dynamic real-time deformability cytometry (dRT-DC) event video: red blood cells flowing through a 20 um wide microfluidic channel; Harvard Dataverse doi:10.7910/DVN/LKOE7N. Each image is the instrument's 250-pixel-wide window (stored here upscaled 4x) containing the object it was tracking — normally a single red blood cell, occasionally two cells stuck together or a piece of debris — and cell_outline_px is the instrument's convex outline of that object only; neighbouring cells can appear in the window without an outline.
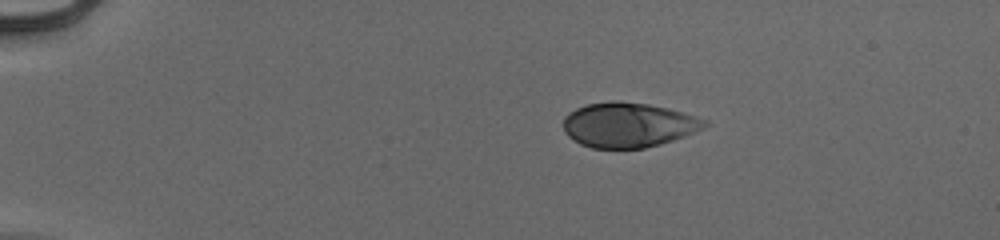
{"species": "human", "species_latin": "Homo sapiens", "temperature_condition": "cold", "stored_images_in_passage": 44, "camera_frame_rate_fps": 3000, "um_per_image_px": 0.085, "donor": {"sex": "male"}, "frame": {"image": 1, "passage_image": 1, "time_ms": 0.0, "image_size_px": [1000, 240], "cell_outline_px": [[708, 124], [684, 136], [660, 144], [644, 148], [592, 148], [580, 144], [568, 136], [564, 132], [564, 116], [568, 112], [576, 108], [588, 104], [612, 100], [620, 100], [648, 104], [668, 108], [684, 112], [708, 120]], "centroid_in_image_um": [53.38, 10.6], "position_along_channel_um": 31.6, "area_um2": 36.88}}
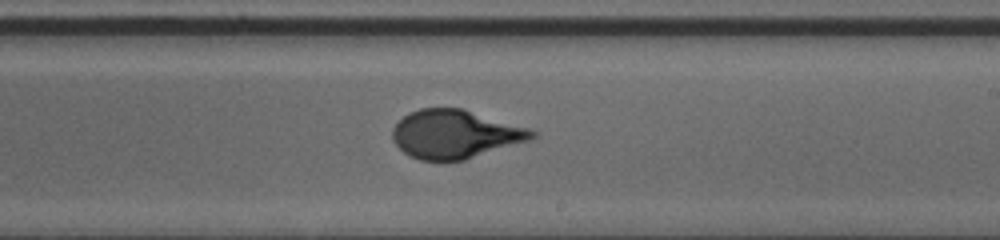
{"frame": {"image": 2, "passage_image": 24, "time_ms": 7.667, "image_size_px": [1000, 240], "cell_outline_px": [[540, 132], [532, 140], [464, 160], [420, 160], [404, 152], [392, 140], [392, 128], [408, 112], [420, 108], [464, 108], [528, 128]], "centroid_in_image_um": [38.72, 11.39], "position_along_channel_um": 250.3, "area_um2": 39.54}}
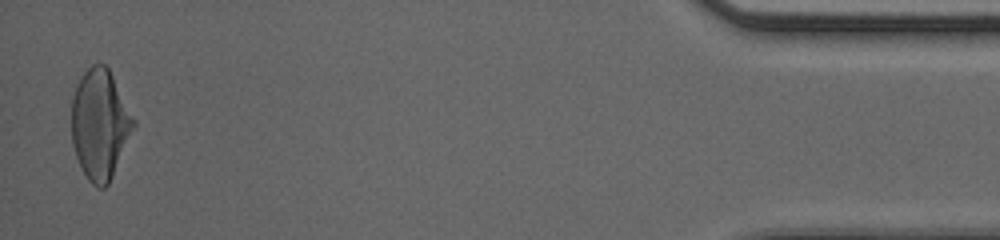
{"frame": {"image": 3, "passage_image": 43, "time_ms": 14.0, "image_size_px": [1000, 240], "cell_outline_px": [[136, 124], [112, 176], [108, 184], [104, 188], [96, 188], [88, 180], [76, 156], [72, 144], [72, 96], [76, 84], [80, 76], [92, 64], [104, 64], [108, 68], [136, 120]], "centroid_in_image_um": [8.49, 10.56], "position_along_channel_um": 426.7, "area_um2": 39.54}, "authors_computed_cell_mechanics": {"area_um2": 38.8127, "velocity_mm_per_s": 3.9526, "shape_relaxation_time_tau1_ms": 4.068, "shape_relaxation_time_tau2_ms": null, "deformation_change_tau1": 0.1894, "deformation_change_tau2": null}}